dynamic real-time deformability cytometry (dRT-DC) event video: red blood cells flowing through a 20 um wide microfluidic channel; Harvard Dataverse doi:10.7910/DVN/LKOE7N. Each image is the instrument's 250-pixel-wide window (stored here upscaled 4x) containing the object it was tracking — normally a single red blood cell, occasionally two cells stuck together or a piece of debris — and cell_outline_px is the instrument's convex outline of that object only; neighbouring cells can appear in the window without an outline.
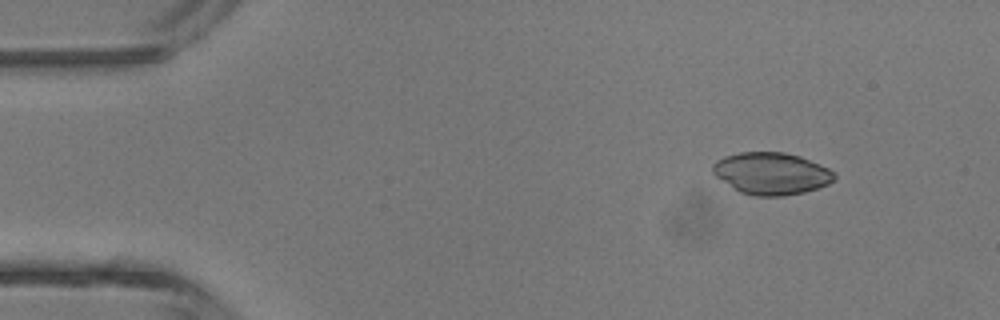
{"species": "common noctule bat (a hibernating species)", "species_latin": "Nyctalus noctula", "temperature_condition": "room temperature", "stored_images_in_passage": 3, "camera_frame_rate_fps": 3000, "um_per_image_px": 0.085, "animal": {"sex": "male", "body_mass_g": 13.3}, "frame": {"image": 1, "passage_image": 1, "time_ms": 0.0, "image_size_px": [1000, 320], "cell_outline_px": [[836, 176], [828, 184], [804, 192], [784, 196], [756, 196], [740, 192], [732, 188], [716, 176], [712, 172], [712, 164], [716, 160], [724, 156], [740, 152], [784, 152], [800, 156], [828, 168], [836, 172]], "centroid_in_image_um": [65.54, 14.74], "position_along_channel_um": 19.5, "area_um2": 29.82}}